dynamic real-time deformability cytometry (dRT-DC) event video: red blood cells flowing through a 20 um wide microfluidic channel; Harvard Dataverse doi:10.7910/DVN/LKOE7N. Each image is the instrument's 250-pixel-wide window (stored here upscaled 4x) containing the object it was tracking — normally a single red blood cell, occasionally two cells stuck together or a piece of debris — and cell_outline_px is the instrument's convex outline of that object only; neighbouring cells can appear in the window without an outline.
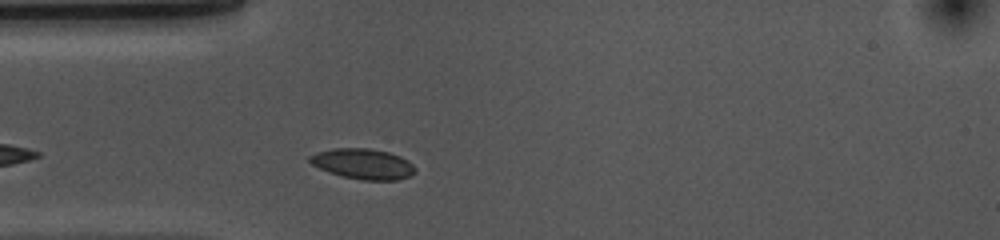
{"species": "common noctule bat (a hibernating species)", "species_latin": "Nyctalus noctula", "temperature_condition": "cold", "stored_images_in_passage": 32, "camera_frame_rate_fps": 3000, "um_per_image_px": 0.085, "animal": {"sex": "female", "body_mass_g": 10.0, "forearm_length_mm": 53.1}, "frame": {"image": 1, "passage_image": 6, "time_ms": 1.667, "image_size_px": [1000, 240], "cell_outline_px": [[416, 172], [412, 176], [396, 180], [360, 180], [328, 172], [312, 164], [308, 160], [308, 156], [316, 152], [336, 148], [368, 148], [388, 152], [400, 156], [408, 160], [416, 168]], "centroid_in_image_um": [30.88, 13.93], "position_along_channel_um": 54.1, "area_um2": 18.79}}
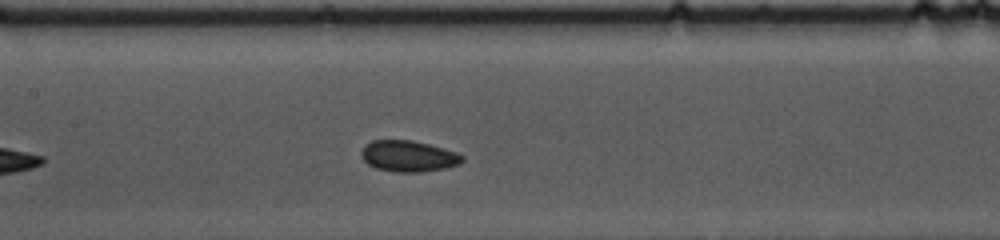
{"frame": {"image": 2, "passage_image": 16, "time_ms": 5.0, "image_size_px": [1000, 240], "cell_outline_px": [[464, 160], [460, 164], [444, 168], [416, 172], [396, 172], [376, 168], [368, 164], [360, 156], [360, 152], [364, 144], [372, 140], [412, 140], [428, 144], [456, 152], [464, 156]], "centroid_in_image_um": [34.68, 13.26], "position_along_channel_um": 172.7, "area_um2": 18.32}}
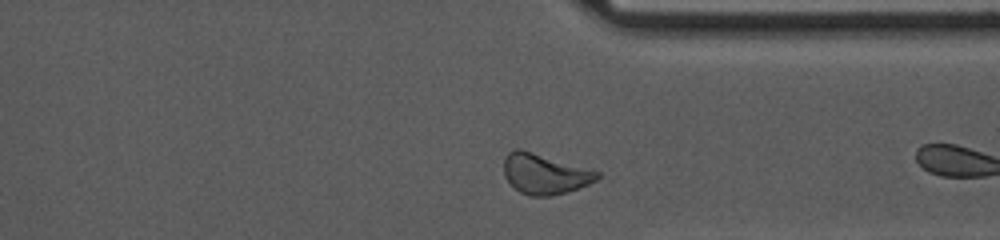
{"frame": {"image": 3, "passage_image": 29, "time_ms": 9.333, "image_size_px": [1000, 240], "cell_outline_px": [[600, 176], [596, 180], [588, 184], [568, 192], [552, 196], [528, 196], [520, 192], [504, 176], [504, 156], [508, 152], [516, 148], [520, 148], [600, 172]], "centroid_in_image_um": [46.28, 14.78], "position_along_channel_um": 365.1, "area_um2": 21.85}}